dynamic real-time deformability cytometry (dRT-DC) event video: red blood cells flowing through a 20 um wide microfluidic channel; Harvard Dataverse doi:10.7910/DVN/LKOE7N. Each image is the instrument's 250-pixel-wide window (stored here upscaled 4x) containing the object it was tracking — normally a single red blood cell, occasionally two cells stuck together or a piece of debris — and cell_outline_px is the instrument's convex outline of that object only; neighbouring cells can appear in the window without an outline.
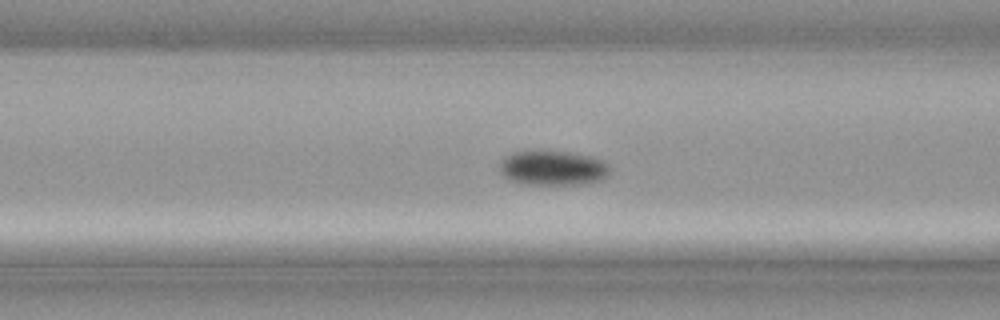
{"species": "common noctule bat (a hibernating species)", "species_latin": "Nyctalus noctula", "temperature_condition": "cold", "stored_images_in_passage": 34, "camera_frame_rate_fps": 3000, "um_per_image_px": 0.085, "animal": {"sex": "male", "body_mass_g": 21.5, "forearm_length_mm": 52.0}, "frame": {"image": 1, "passage_image": 5, "time_ms": 1.333, "image_size_px": [1000, 320], "cell_outline_px": [[608, 172], [600, 180], [584, 184], [528, 184], [508, 180], [500, 172], [500, 164], [504, 156], [512, 152], [568, 152], [588, 156], [604, 160], [608, 164]], "centroid_in_image_um": [46.96, 14.29], "position_along_channel_um": 119.6, "area_um2": 21.91}}
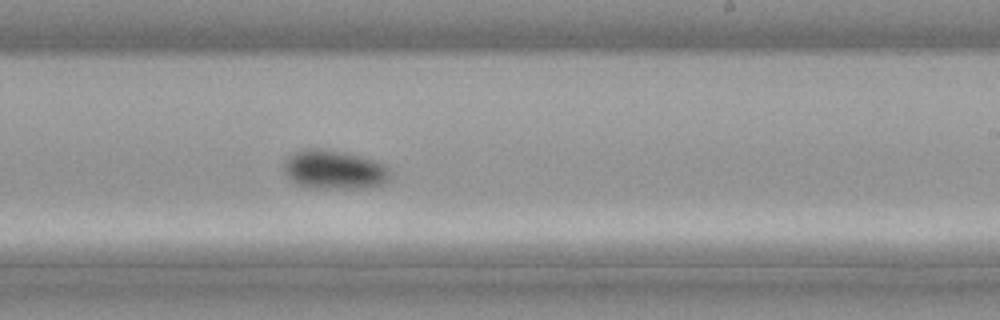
{"frame": {"image": 2, "passage_image": 15, "time_ms": 4.667, "image_size_px": [1000, 320], "cell_outline_px": [[388, 180], [384, 184], [356, 188], [312, 188], [296, 184], [284, 172], [284, 160], [296, 152], [308, 148], [328, 148], [376, 160], [384, 164], [388, 168]], "centroid_in_image_um": [28.39, 14.41], "position_along_channel_um": 260.6, "area_um2": 24.1}}
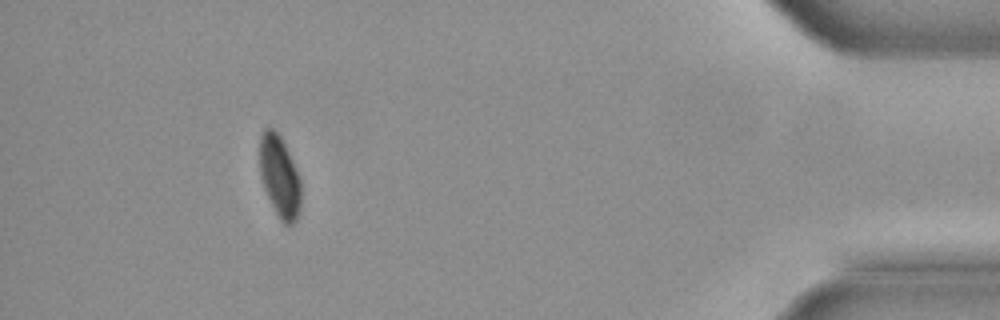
{"frame": {"image": 3, "passage_image": 30, "time_ms": 9.667, "image_size_px": [1000, 320], "cell_outline_px": [[300, 212], [296, 220], [292, 224], [284, 224], [280, 220], [264, 188], [260, 176], [260, 136], [264, 128], [272, 128], [280, 136], [288, 152], [300, 180]], "centroid_in_image_um": [23.76, 15.02], "position_along_channel_um": 411.4, "area_um2": 19.31}}